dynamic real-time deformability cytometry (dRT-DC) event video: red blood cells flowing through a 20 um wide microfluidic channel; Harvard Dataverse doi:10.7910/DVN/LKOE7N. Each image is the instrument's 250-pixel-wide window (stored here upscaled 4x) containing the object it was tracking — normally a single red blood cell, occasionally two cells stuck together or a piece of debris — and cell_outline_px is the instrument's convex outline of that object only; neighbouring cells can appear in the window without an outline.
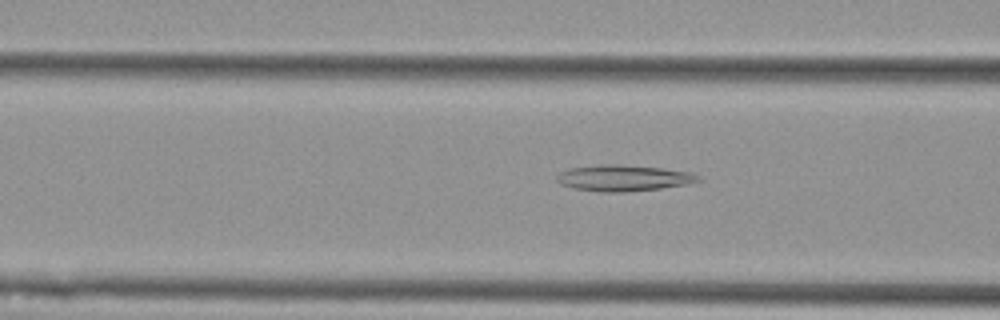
{"species": "Egyptian fruit bat (a non-hibernating species)", "species_latin": "Rousettus aegyptiacus", "temperature_condition": "cold", "stored_images_in_passage": 52, "camera_frame_rate_fps": 3000, "um_per_image_px": 0.085, "animal": {"sex": "female"}, "frame": {"image": 1, "passage_image": 18, "time_ms": 5.667, "image_size_px": [1000, 320], "cell_outline_px": [[704, 180], [684, 184], [660, 188], [628, 192], [600, 192], [576, 188], [560, 184], [556, 180], [556, 176], [560, 172], [568, 168], [600, 164], [616, 164], [664, 168], [692, 172], [700, 176]], "centroid_in_image_um": [53.0, 15.12], "position_along_channel_um": 113.6, "area_um2": 21.68}}
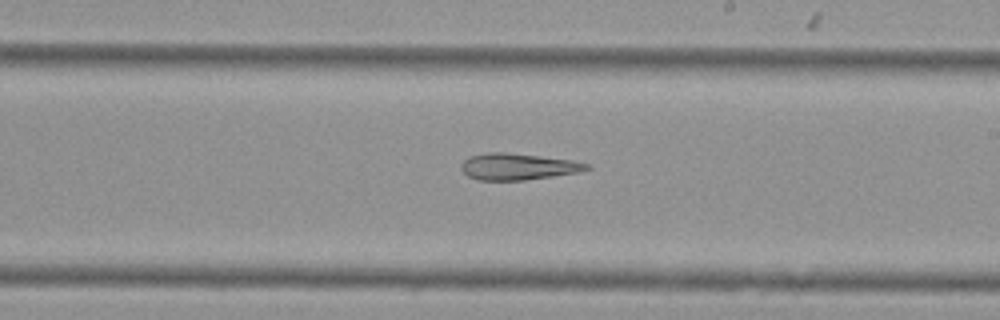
{"frame": {"image": 2, "passage_image": 29, "time_ms": 9.333, "image_size_px": [1000, 320], "cell_outline_px": [[592, 168], [576, 172], [552, 176], [524, 180], [476, 180], [468, 176], [460, 168], [460, 164], [468, 156], [488, 152], [508, 152], [572, 160], [588, 164]], "centroid_in_image_um": [43.96, 14.15], "position_along_channel_um": 245.0, "area_um2": 19.36}}
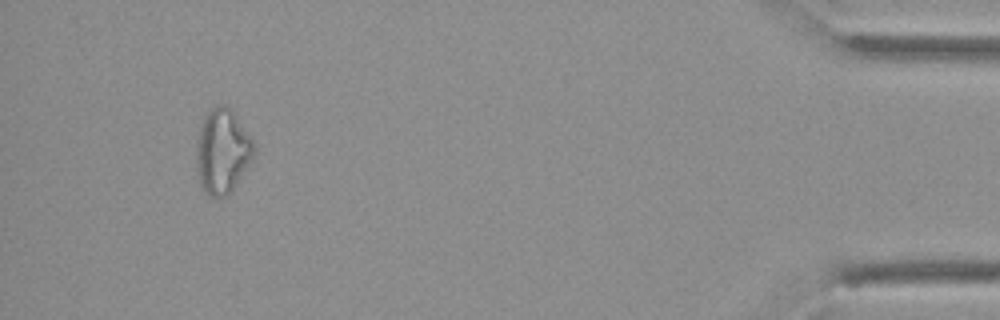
{"frame": {"image": 3, "passage_image": 49, "time_ms": 16.0, "image_size_px": [1000, 320], "cell_outline_px": [[256, 156], [232, 188], [224, 196], [208, 196], [204, 192], [200, 184], [196, 168], [196, 140], [200, 124], [204, 116], [216, 104], [228, 104], [232, 108], [256, 144]], "centroid_in_image_um": [18.91, 12.79], "position_along_channel_um": 416.3, "area_um2": 28.96}}